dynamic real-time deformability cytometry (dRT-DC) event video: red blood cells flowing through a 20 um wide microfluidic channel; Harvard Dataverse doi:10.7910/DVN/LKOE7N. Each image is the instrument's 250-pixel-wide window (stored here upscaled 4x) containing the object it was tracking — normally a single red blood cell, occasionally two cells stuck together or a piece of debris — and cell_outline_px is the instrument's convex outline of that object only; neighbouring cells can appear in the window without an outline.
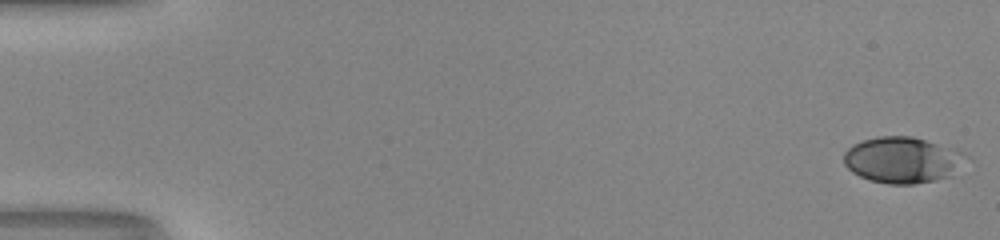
{"species": "human", "species_latin": "Homo sapiens", "temperature_condition": "room temperature", "stored_images_in_passage": 52, "camera_frame_rate_fps": 3000, "um_per_image_px": 0.085, "donor": {"sex": "male"}, "frame": {"image": 1, "passage_image": 1, "time_ms": 0.0, "image_size_px": [1000, 240], "cell_outline_px": [[972, 160], [952, 176], [936, 180], [912, 184], [888, 184], [868, 180], [852, 172], [844, 164], [844, 152], [852, 144], [876, 136], [912, 136], [956, 148], [972, 156]], "centroid_in_image_um": [76.82, 13.59], "position_along_channel_um": 8.2, "area_um2": 33.76}}
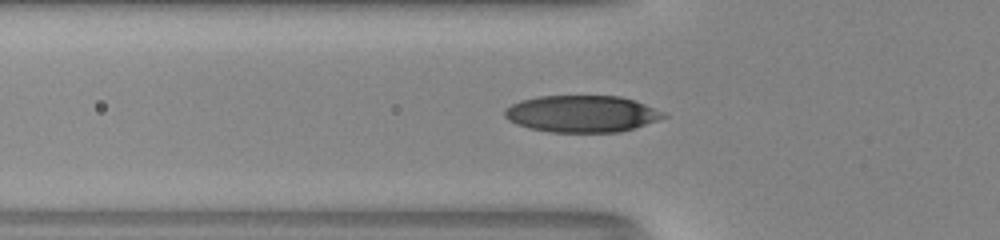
{"frame": {"image": 2, "passage_image": 19, "time_ms": 6.0, "image_size_px": [1000, 240], "cell_outline_px": [[668, 116], [620, 132], [548, 132], [528, 128], [516, 124], [508, 120], [504, 116], [504, 108], [520, 100], [540, 96], [620, 96], [636, 100], [664, 112]], "centroid_in_image_um": [49.41, 9.67], "position_along_channel_um": 76.4, "area_um2": 34.1}}
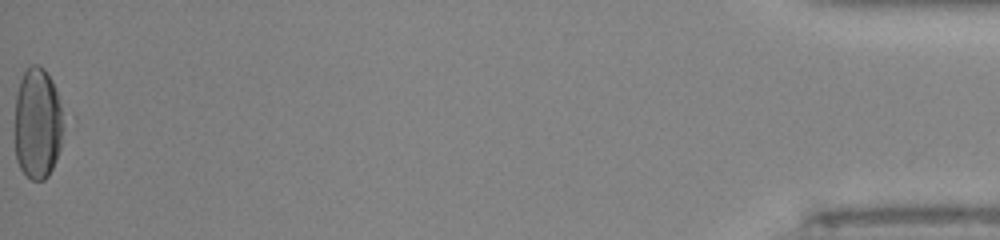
{"frame": {"image": 3, "passage_image": 52, "time_ms": 17.0, "image_size_px": [1000, 240], "cell_outline_px": [[76, 120], [48, 176], [44, 180], [32, 180], [20, 168], [16, 160], [16, 96], [20, 80], [24, 72], [32, 64], [40, 64], [44, 68], [76, 116]], "centroid_in_image_um": [3.44, 10.44], "position_along_channel_um": 431.8, "area_um2": 34.97}, "authors_computed_cell_mechanics": {"area_um2": 32.7726, "velocity_mm_per_s": 4.1311, "shape_relaxation_time_tau1_ms": 5.5143, "shape_relaxation_time_tau2_ms": 0.8515, "deformation_change_tau1": 0.2082, "deformation_change_tau2": 0.055}}